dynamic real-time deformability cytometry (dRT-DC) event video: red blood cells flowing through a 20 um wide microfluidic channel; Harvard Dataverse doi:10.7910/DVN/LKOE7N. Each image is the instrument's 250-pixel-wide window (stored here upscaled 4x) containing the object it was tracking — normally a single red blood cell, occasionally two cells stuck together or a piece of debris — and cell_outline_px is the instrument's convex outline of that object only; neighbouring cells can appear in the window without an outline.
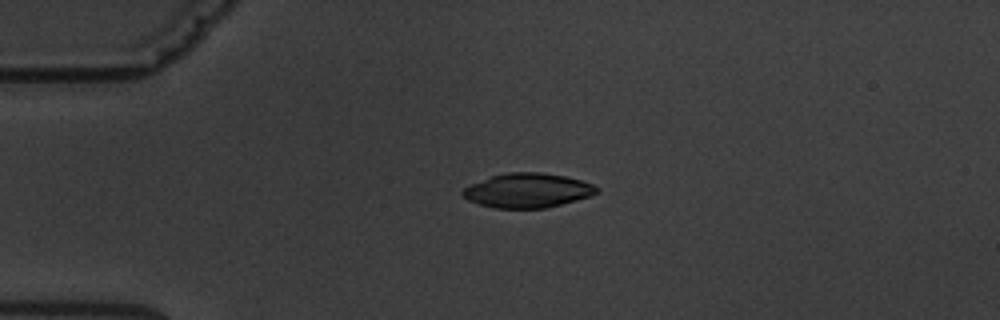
{"species": "common noctule bat (a hibernating species)", "species_latin": "Nyctalus noctula", "temperature_condition": "warm", "stored_images_in_passage": 1, "camera_frame_rate_fps": 3000, "um_per_image_px": 0.085, "animal": {"sex": "male", "body_mass_g": 19.5, "forearm_length_mm": 54.6}, "frame": {"image": 1, "passage_image": 1, "time_ms": 0.0, "image_size_px": [1000, 320], "cell_outline_px": [[600, 192], [576, 200], [544, 208], [492, 208], [468, 200], [460, 192], [464, 188], [472, 184], [492, 176], [508, 172], [540, 172], [564, 176], [580, 180], [592, 184], [600, 188]], "centroid_in_image_um": [44.85, 16.19], "position_along_channel_um": 40.2, "area_um2": 26.59}}